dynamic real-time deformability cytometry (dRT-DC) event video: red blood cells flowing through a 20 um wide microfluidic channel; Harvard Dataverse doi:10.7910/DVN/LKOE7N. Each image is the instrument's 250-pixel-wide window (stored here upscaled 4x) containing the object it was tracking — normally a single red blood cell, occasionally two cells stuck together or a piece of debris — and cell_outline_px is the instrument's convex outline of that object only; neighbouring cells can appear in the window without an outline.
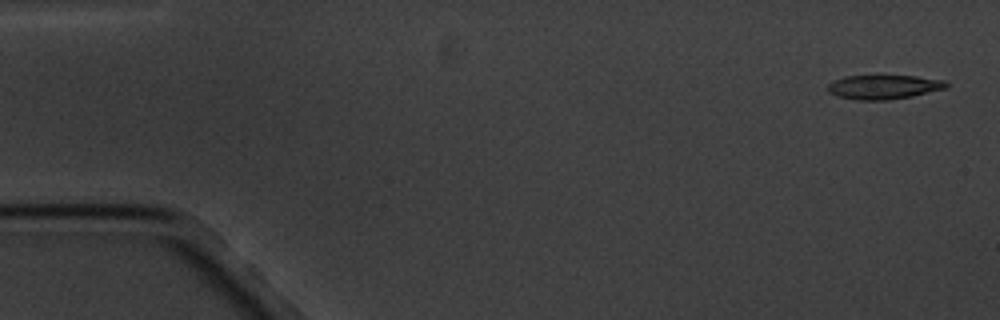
{"species": "common noctule bat (a hibernating species)", "species_latin": "Nyctalus noctula", "temperature_condition": "cold", "stored_images_in_passage": 5, "camera_frame_rate_fps": 3000, "um_per_image_px": 0.085, "animal": {"sex": "male", "body_mass_g": 20.1, "forearm_length_mm": 53.5}, "frame": {"image": 1, "passage_image": 1, "time_ms": 0.0, "image_size_px": [1000, 320], "cell_outline_px": [[948, 88], [912, 96], [888, 100], [860, 100], [836, 96], [828, 92], [828, 84], [844, 76], [880, 72], [916, 76], [944, 80], [948, 84]], "centroid_in_image_um": [75.11, 7.34], "position_along_channel_um": 9.9, "area_um2": 17.69}}
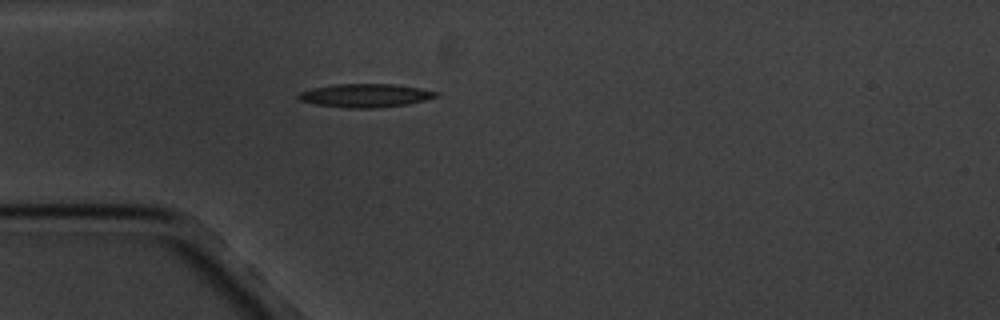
{"frame": {"image": 2, "passage_image": 5, "time_ms": 4.667, "image_size_px": [1000, 320], "cell_outline_px": [[440, 96], [408, 104], [372, 108], [348, 108], [316, 104], [300, 100], [296, 96], [300, 92], [312, 88], [336, 84], [396, 84], [420, 88], [440, 92]], "centroid_in_image_um": [31.09, 8.11], "position_along_channel_um": 53.9, "area_um2": 18.79}}